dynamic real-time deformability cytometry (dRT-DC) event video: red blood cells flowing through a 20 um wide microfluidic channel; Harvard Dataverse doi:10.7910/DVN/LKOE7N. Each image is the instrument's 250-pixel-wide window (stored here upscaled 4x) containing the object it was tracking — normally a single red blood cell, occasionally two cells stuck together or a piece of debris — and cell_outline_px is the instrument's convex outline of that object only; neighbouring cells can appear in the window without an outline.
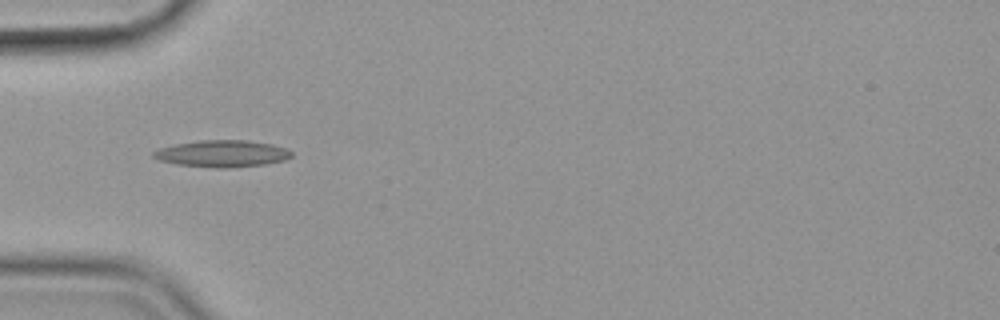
{"species": "common noctule bat (a hibernating species)", "species_latin": "Nyctalus noctula", "temperature_condition": "cold", "stored_images_in_passage": 11, "camera_frame_rate_fps": 3000, "um_per_image_px": 0.085, "animal": {"sex": "female", "body_mass_g": 19.9}, "frame": {"image": 1, "passage_image": 4, "time_ms": 1.0, "image_size_px": [1000, 320], "cell_outline_px": [[292, 156], [284, 160], [264, 164], [224, 168], [216, 168], [176, 164], [160, 160], [152, 156], [152, 152], [160, 148], [176, 144], [200, 140], [248, 140], [272, 144], [288, 148], [292, 152]], "centroid_in_image_um": [18.9, 13.05], "position_along_channel_um": 66.1, "area_um2": 21.5}}
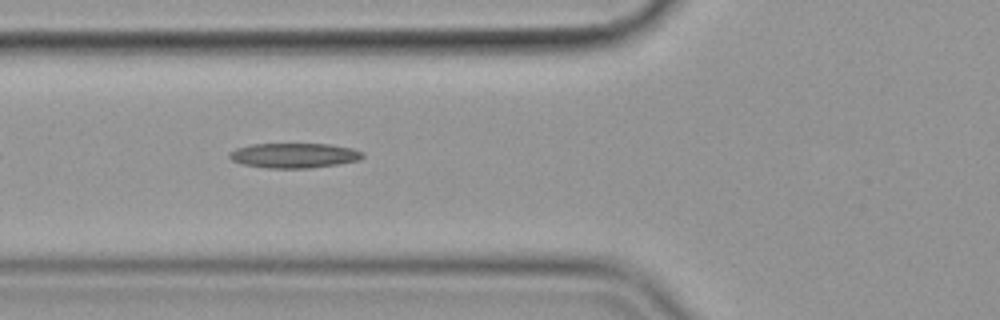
{"frame": {"image": 2, "passage_image": 7, "time_ms": 2.0, "image_size_px": [1000, 320], "cell_outline_px": [[364, 156], [360, 160], [336, 164], [308, 168], [268, 168], [244, 164], [232, 160], [228, 156], [236, 148], [252, 144], [328, 144], [352, 148], [364, 152]], "centroid_in_image_um": [25.03, 13.21], "position_along_channel_um": 100.8, "area_um2": 19.13}}
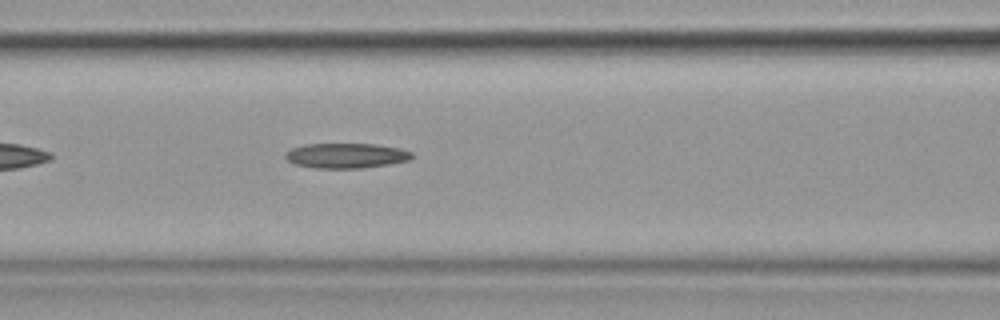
{"frame": {"image": 3, "passage_image": 10, "time_ms": 3.0, "image_size_px": [1000, 320], "cell_outline_px": [[412, 156], [408, 160], [388, 164], [360, 168], [316, 168], [296, 164], [288, 160], [284, 156], [284, 152], [292, 148], [304, 144], [376, 144], [400, 148], [412, 152]], "centroid_in_image_um": [29.4, 13.22], "position_along_channel_um": 137.2, "area_um2": 18.32}}